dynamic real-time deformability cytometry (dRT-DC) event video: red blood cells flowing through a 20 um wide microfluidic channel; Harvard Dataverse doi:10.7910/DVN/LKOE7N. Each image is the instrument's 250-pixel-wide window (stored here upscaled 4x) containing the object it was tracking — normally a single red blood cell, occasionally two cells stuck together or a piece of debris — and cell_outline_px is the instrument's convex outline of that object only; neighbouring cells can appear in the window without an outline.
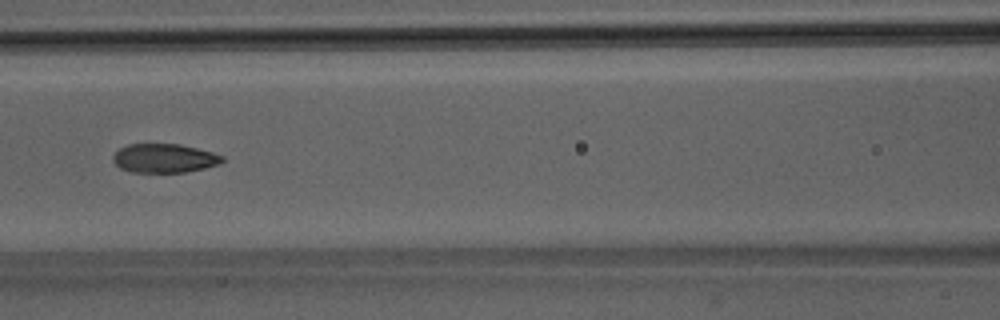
{"species": "Egyptian fruit bat (a non-hibernating species)", "species_latin": "Rousettus aegyptiacus", "temperature_condition": "room temperature", "stored_images_in_passage": 6, "camera_frame_rate_fps": 3000, "um_per_image_px": 0.085, "animal": {"sex": "male"}, "frame": {"image": 1, "passage_image": 6, "time_ms": 6.0, "image_size_px": [1000, 320], "cell_outline_px": [[224, 160], [220, 164], [204, 168], [184, 172], [132, 172], [120, 168], [112, 160], [112, 156], [120, 148], [128, 144], [180, 144], [212, 152], [224, 156]], "centroid_in_image_um": [13.96, 13.45], "position_along_channel_um": 152.6, "area_um2": 18.38}}